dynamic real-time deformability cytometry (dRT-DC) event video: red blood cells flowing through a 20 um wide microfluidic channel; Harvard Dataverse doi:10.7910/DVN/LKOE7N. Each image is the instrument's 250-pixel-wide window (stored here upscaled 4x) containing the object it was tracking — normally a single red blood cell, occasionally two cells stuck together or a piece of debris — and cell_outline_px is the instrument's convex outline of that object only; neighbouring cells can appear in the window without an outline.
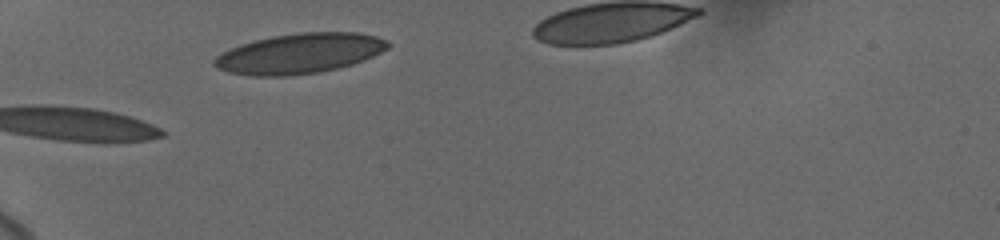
{"species": "human", "species_latin": "Homo sapiens", "temperature_condition": "cold", "stored_images_in_passage": 4, "camera_frame_rate_fps": 3000, "um_per_image_px": 0.085, "donor": {"sex": "female"}, "frame": {"image": 1, "passage_image": 1, "time_ms": 0.0, "image_size_px": [1000, 240], "cell_outline_px": [[392, 44], [388, 48], [364, 60], [352, 64], [320, 72], [288, 76], [248, 76], [228, 72], [216, 68], [212, 64], [212, 60], [216, 56], [240, 44], [272, 36], [300, 32], [356, 32], [376, 36], [388, 40]], "centroid_in_image_um": [25.46, 4.55], "position_along_channel_um": 59.5, "area_um2": 40.69}}
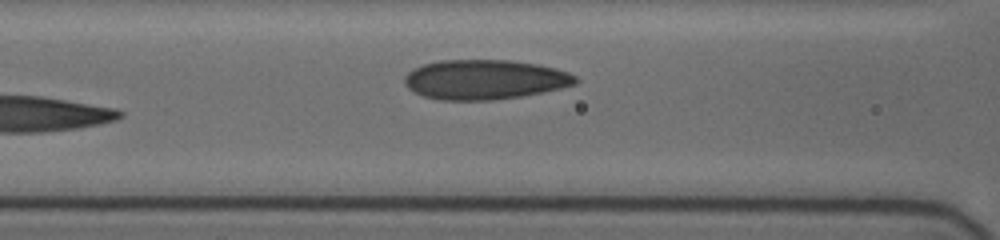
{"frame": {"image": 2, "passage_image": 4, "time_ms": 2.333, "image_size_px": [1000, 240], "cell_outline_px": [[576, 84], [560, 88], [520, 96], [492, 100], [440, 100], [424, 96], [408, 88], [404, 84], [404, 76], [412, 68], [424, 64], [440, 60], [512, 60], [536, 64], [556, 68], [568, 72], [576, 76]], "centroid_in_image_um": [41.17, 6.75], "position_along_channel_um": 125.4, "area_um2": 39.48}}